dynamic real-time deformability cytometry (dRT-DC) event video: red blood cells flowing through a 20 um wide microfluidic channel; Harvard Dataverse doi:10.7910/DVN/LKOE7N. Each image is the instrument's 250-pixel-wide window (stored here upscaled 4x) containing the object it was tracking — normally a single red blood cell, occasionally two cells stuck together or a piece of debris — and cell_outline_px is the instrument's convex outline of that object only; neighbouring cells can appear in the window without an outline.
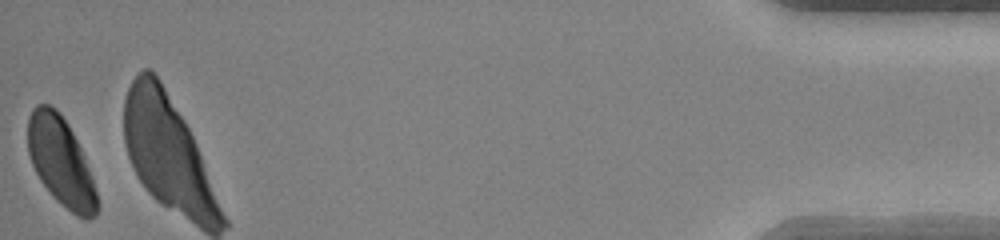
{"species": "human", "species_latin": "Homo sapiens", "temperature_condition": "warm", "stored_images_in_passage": 40, "camera_frame_rate_fps": 3000, "um_per_image_px": 0.085, "donor": {"sex": "female"}, "frame": {"image": 1, "passage_image": 40, "time_ms": 13.0, "image_size_px": [1000, 240], "cell_outline_px": [[100, 208], [96, 216], [88, 220], [84, 220], [76, 216], [60, 204], [56, 200], [40, 180], [32, 164], [28, 152], [28, 116], [32, 108], [36, 104], [48, 104], [56, 108], [60, 112], [68, 124], [80, 148], [88, 168], [100, 204]], "centroid_in_image_um": [5.17, 13.77], "position_along_channel_um": 430.0, "area_um2": 35.78}, "authors_computed_cell_mechanics": {"area_um2": 37.9168, "velocity_mm_per_s": 4.1113, "shape_relaxation_time_tau1_ms": 2.3184, "shape_relaxation_time_tau2_ms": 5.2015, "deformation_change_tau1": 0.1431, "deformation_change_tau2": 0.088}}